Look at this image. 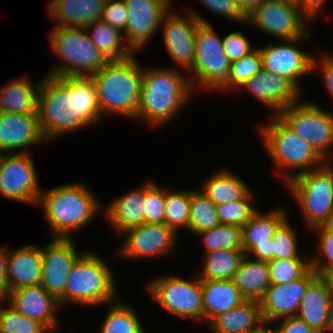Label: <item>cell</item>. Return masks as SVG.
<instances>
[{
    "mask_svg": "<svg viewBox=\"0 0 333 333\" xmlns=\"http://www.w3.org/2000/svg\"><path fill=\"white\" fill-rule=\"evenodd\" d=\"M269 118L268 123L258 127V133L267 154L278 168L275 173L285 185L297 175L316 169L326 162L308 142L288 128L276 115Z\"/></svg>",
    "mask_w": 333,
    "mask_h": 333,
    "instance_id": "obj_5",
    "label": "cell"
},
{
    "mask_svg": "<svg viewBox=\"0 0 333 333\" xmlns=\"http://www.w3.org/2000/svg\"><path fill=\"white\" fill-rule=\"evenodd\" d=\"M195 50L193 65L188 70L191 74L187 75L193 91L201 87L217 91L228 78L231 62L225 54L222 37L211 24L197 26Z\"/></svg>",
    "mask_w": 333,
    "mask_h": 333,
    "instance_id": "obj_9",
    "label": "cell"
},
{
    "mask_svg": "<svg viewBox=\"0 0 333 333\" xmlns=\"http://www.w3.org/2000/svg\"><path fill=\"white\" fill-rule=\"evenodd\" d=\"M277 321H279L278 326H276L279 333H315L310 326L296 316Z\"/></svg>",
    "mask_w": 333,
    "mask_h": 333,
    "instance_id": "obj_50",
    "label": "cell"
},
{
    "mask_svg": "<svg viewBox=\"0 0 333 333\" xmlns=\"http://www.w3.org/2000/svg\"><path fill=\"white\" fill-rule=\"evenodd\" d=\"M316 70H319L321 73L322 82H324L329 96L331 95V101H333V55L324 53L319 59L314 56L312 58V72H316Z\"/></svg>",
    "mask_w": 333,
    "mask_h": 333,
    "instance_id": "obj_49",
    "label": "cell"
},
{
    "mask_svg": "<svg viewBox=\"0 0 333 333\" xmlns=\"http://www.w3.org/2000/svg\"><path fill=\"white\" fill-rule=\"evenodd\" d=\"M82 254L77 251L73 238L53 237L41 248L40 284L56 299L64 293L69 271Z\"/></svg>",
    "mask_w": 333,
    "mask_h": 333,
    "instance_id": "obj_18",
    "label": "cell"
},
{
    "mask_svg": "<svg viewBox=\"0 0 333 333\" xmlns=\"http://www.w3.org/2000/svg\"><path fill=\"white\" fill-rule=\"evenodd\" d=\"M296 317L303 320L315 333H333V297L324 276L318 275L309 284Z\"/></svg>",
    "mask_w": 333,
    "mask_h": 333,
    "instance_id": "obj_22",
    "label": "cell"
},
{
    "mask_svg": "<svg viewBox=\"0 0 333 333\" xmlns=\"http://www.w3.org/2000/svg\"><path fill=\"white\" fill-rule=\"evenodd\" d=\"M309 38H311L310 31L301 38L285 40L284 44L274 45L271 43L265 47L261 46L259 51L262 58V68L285 77L301 92L298 81L312 73L314 55H310L304 49H299L301 47L299 44Z\"/></svg>",
    "mask_w": 333,
    "mask_h": 333,
    "instance_id": "obj_15",
    "label": "cell"
},
{
    "mask_svg": "<svg viewBox=\"0 0 333 333\" xmlns=\"http://www.w3.org/2000/svg\"><path fill=\"white\" fill-rule=\"evenodd\" d=\"M221 224L216 204L200 190H191L189 232L198 233L212 229Z\"/></svg>",
    "mask_w": 333,
    "mask_h": 333,
    "instance_id": "obj_36",
    "label": "cell"
},
{
    "mask_svg": "<svg viewBox=\"0 0 333 333\" xmlns=\"http://www.w3.org/2000/svg\"><path fill=\"white\" fill-rule=\"evenodd\" d=\"M247 257L253 256L254 260L262 261V262H270L274 259V251H273V239L269 238L268 243L264 244H255L247 253Z\"/></svg>",
    "mask_w": 333,
    "mask_h": 333,
    "instance_id": "obj_51",
    "label": "cell"
},
{
    "mask_svg": "<svg viewBox=\"0 0 333 333\" xmlns=\"http://www.w3.org/2000/svg\"><path fill=\"white\" fill-rule=\"evenodd\" d=\"M165 190L158 184L148 180L145 183L144 223H164Z\"/></svg>",
    "mask_w": 333,
    "mask_h": 333,
    "instance_id": "obj_45",
    "label": "cell"
},
{
    "mask_svg": "<svg viewBox=\"0 0 333 333\" xmlns=\"http://www.w3.org/2000/svg\"><path fill=\"white\" fill-rule=\"evenodd\" d=\"M263 322L260 302L246 300L214 318L207 327L211 333H251Z\"/></svg>",
    "mask_w": 333,
    "mask_h": 333,
    "instance_id": "obj_29",
    "label": "cell"
},
{
    "mask_svg": "<svg viewBox=\"0 0 333 333\" xmlns=\"http://www.w3.org/2000/svg\"><path fill=\"white\" fill-rule=\"evenodd\" d=\"M128 11L124 33L126 44L135 53L148 44L160 29L164 15L171 10V0H123Z\"/></svg>",
    "mask_w": 333,
    "mask_h": 333,
    "instance_id": "obj_16",
    "label": "cell"
},
{
    "mask_svg": "<svg viewBox=\"0 0 333 333\" xmlns=\"http://www.w3.org/2000/svg\"><path fill=\"white\" fill-rule=\"evenodd\" d=\"M318 276L311 268L303 277L285 284H271L259 301L264 322L296 316L309 284Z\"/></svg>",
    "mask_w": 333,
    "mask_h": 333,
    "instance_id": "obj_19",
    "label": "cell"
},
{
    "mask_svg": "<svg viewBox=\"0 0 333 333\" xmlns=\"http://www.w3.org/2000/svg\"><path fill=\"white\" fill-rule=\"evenodd\" d=\"M6 303L26 317L40 322L51 333L58 330L59 319L55 313L60 309L58 300L41 284L9 291Z\"/></svg>",
    "mask_w": 333,
    "mask_h": 333,
    "instance_id": "obj_20",
    "label": "cell"
},
{
    "mask_svg": "<svg viewBox=\"0 0 333 333\" xmlns=\"http://www.w3.org/2000/svg\"><path fill=\"white\" fill-rule=\"evenodd\" d=\"M106 0H50L49 17L61 27H87L99 20Z\"/></svg>",
    "mask_w": 333,
    "mask_h": 333,
    "instance_id": "obj_26",
    "label": "cell"
},
{
    "mask_svg": "<svg viewBox=\"0 0 333 333\" xmlns=\"http://www.w3.org/2000/svg\"><path fill=\"white\" fill-rule=\"evenodd\" d=\"M82 182L64 183L40 193L38 204L53 237L72 238L104 209L96 194Z\"/></svg>",
    "mask_w": 333,
    "mask_h": 333,
    "instance_id": "obj_2",
    "label": "cell"
},
{
    "mask_svg": "<svg viewBox=\"0 0 333 333\" xmlns=\"http://www.w3.org/2000/svg\"><path fill=\"white\" fill-rule=\"evenodd\" d=\"M271 284H285L303 277L310 269V259H273L268 262Z\"/></svg>",
    "mask_w": 333,
    "mask_h": 333,
    "instance_id": "obj_42",
    "label": "cell"
},
{
    "mask_svg": "<svg viewBox=\"0 0 333 333\" xmlns=\"http://www.w3.org/2000/svg\"><path fill=\"white\" fill-rule=\"evenodd\" d=\"M209 11L238 23H246L247 17L242 13L235 0H199Z\"/></svg>",
    "mask_w": 333,
    "mask_h": 333,
    "instance_id": "obj_48",
    "label": "cell"
},
{
    "mask_svg": "<svg viewBox=\"0 0 333 333\" xmlns=\"http://www.w3.org/2000/svg\"><path fill=\"white\" fill-rule=\"evenodd\" d=\"M310 22L293 0H263L247 16L246 24L287 41L303 37Z\"/></svg>",
    "mask_w": 333,
    "mask_h": 333,
    "instance_id": "obj_12",
    "label": "cell"
},
{
    "mask_svg": "<svg viewBox=\"0 0 333 333\" xmlns=\"http://www.w3.org/2000/svg\"><path fill=\"white\" fill-rule=\"evenodd\" d=\"M177 235L164 223H144L123 233L126 238L118 253L133 260L166 256L173 253Z\"/></svg>",
    "mask_w": 333,
    "mask_h": 333,
    "instance_id": "obj_17",
    "label": "cell"
},
{
    "mask_svg": "<svg viewBox=\"0 0 333 333\" xmlns=\"http://www.w3.org/2000/svg\"><path fill=\"white\" fill-rule=\"evenodd\" d=\"M203 322L207 325L217 316L241 305L246 299L232 279L201 280Z\"/></svg>",
    "mask_w": 333,
    "mask_h": 333,
    "instance_id": "obj_27",
    "label": "cell"
},
{
    "mask_svg": "<svg viewBox=\"0 0 333 333\" xmlns=\"http://www.w3.org/2000/svg\"><path fill=\"white\" fill-rule=\"evenodd\" d=\"M245 255L243 250L229 249L205 253L198 278L200 280L232 279Z\"/></svg>",
    "mask_w": 333,
    "mask_h": 333,
    "instance_id": "obj_34",
    "label": "cell"
},
{
    "mask_svg": "<svg viewBox=\"0 0 333 333\" xmlns=\"http://www.w3.org/2000/svg\"><path fill=\"white\" fill-rule=\"evenodd\" d=\"M283 207L271 209L267 213L257 211L253 217L241 227L242 249L246 254L255 244H264L273 238L278 227L289 218Z\"/></svg>",
    "mask_w": 333,
    "mask_h": 333,
    "instance_id": "obj_33",
    "label": "cell"
},
{
    "mask_svg": "<svg viewBox=\"0 0 333 333\" xmlns=\"http://www.w3.org/2000/svg\"><path fill=\"white\" fill-rule=\"evenodd\" d=\"M299 9L312 21L325 6L327 0H293ZM319 12V13H318Z\"/></svg>",
    "mask_w": 333,
    "mask_h": 333,
    "instance_id": "obj_52",
    "label": "cell"
},
{
    "mask_svg": "<svg viewBox=\"0 0 333 333\" xmlns=\"http://www.w3.org/2000/svg\"><path fill=\"white\" fill-rule=\"evenodd\" d=\"M191 189L168 191L165 189L164 224L177 234L180 227L189 229Z\"/></svg>",
    "mask_w": 333,
    "mask_h": 333,
    "instance_id": "obj_37",
    "label": "cell"
},
{
    "mask_svg": "<svg viewBox=\"0 0 333 333\" xmlns=\"http://www.w3.org/2000/svg\"><path fill=\"white\" fill-rule=\"evenodd\" d=\"M319 236V253L310 259L311 268L319 275L326 276L333 272V224L312 228ZM321 254V255H320Z\"/></svg>",
    "mask_w": 333,
    "mask_h": 333,
    "instance_id": "obj_43",
    "label": "cell"
},
{
    "mask_svg": "<svg viewBox=\"0 0 333 333\" xmlns=\"http://www.w3.org/2000/svg\"><path fill=\"white\" fill-rule=\"evenodd\" d=\"M31 153H0V195L38 206L42 189Z\"/></svg>",
    "mask_w": 333,
    "mask_h": 333,
    "instance_id": "obj_13",
    "label": "cell"
},
{
    "mask_svg": "<svg viewBox=\"0 0 333 333\" xmlns=\"http://www.w3.org/2000/svg\"><path fill=\"white\" fill-rule=\"evenodd\" d=\"M0 333H51L40 322L28 318L9 304L0 306Z\"/></svg>",
    "mask_w": 333,
    "mask_h": 333,
    "instance_id": "obj_40",
    "label": "cell"
},
{
    "mask_svg": "<svg viewBox=\"0 0 333 333\" xmlns=\"http://www.w3.org/2000/svg\"><path fill=\"white\" fill-rule=\"evenodd\" d=\"M286 187L309 228L333 224V166L328 161L297 175Z\"/></svg>",
    "mask_w": 333,
    "mask_h": 333,
    "instance_id": "obj_8",
    "label": "cell"
},
{
    "mask_svg": "<svg viewBox=\"0 0 333 333\" xmlns=\"http://www.w3.org/2000/svg\"><path fill=\"white\" fill-rule=\"evenodd\" d=\"M203 241L205 252L216 250H243L241 227L237 225L220 224L212 229L197 234Z\"/></svg>",
    "mask_w": 333,
    "mask_h": 333,
    "instance_id": "obj_39",
    "label": "cell"
},
{
    "mask_svg": "<svg viewBox=\"0 0 333 333\" xmlns=\"http://www.w3.org/2000/svg\"><path fill=\"white\" fill-rule=\"evenodd\" d=\"M262 69V58L259 48H255L248 55L243 56L239 60L230 63V71L226 82L217 90L239 91L238 89L255 74ZM229 91V92H228Z\"/></svg>",
    "mask_w": 333,
    "mask_h": 333,
    "instance_id": "obj_38",
    "label": "cell"
},
{
    "mask_svg": "<svg viewBox=\"0 0 333 333\" xmlns=\"http://www.w3.org/2000/svg\"><path fill=\"white\" fill-rule=\"evenodd\" d=\"M148 283L147 290L164 310L180 318L203 321L201 280L181 276L157 277Z\"/></svg>",
    "mask_w": 333,
    "mask_h": 333,
    "instance_id": "obj_11",
    "label": "cell"
},
{
    "mask_svg": "<svg viewBox=\"0 0 333 333\" xmlns=\"http://www.w3.org/2000/svg\"><path fill=\"white\" fill-rule=\"evenodd\" d=\"M0 293L6 298L8 295L7 279V246L0 247Z\"/></svg>",
    "mask_w": 333,
    "mask_h": 333,
    "instance_id": "obj_53",
    "label": "cell"
},
{
    "mask_svg": "<svg viewBox=\"0 0 333 333\" xmlns=\"http://www.w3.org/2000/svg\"><path fill=\"white\" fill-rule=\"evenodd\" d=\"M40 81L37 116L46 143L102 119L91 77L46 74Z\"/></svg>",
    "mask_w": 333,
    "mask_h": 333,
    "instance_id": "obj_1",
    "label": "cell"
},
{
    "mask_svg": "<svg viewBox=\"0 0 333 333\" xmlns=\"http://www.w3.org/2000/svg\"><path fill=\"white\" fill-rule=\"evenodd\" d=\"M172 67L143 68L140 105L135 120L153 127L174 119L194 92L189 78Z\"/></svg>",
    "mask_w": 333,
    "mask_h": 333,
    "instance_id": "obj_3",
    "label": "cell"
},
{
    "mask_svg": "<svg viewBox=\"0 0 333 333\" xmlns=\"http://www.w3.org/2000/svg\"><path fill=\"white\" fill-rule=\"evenodd\" d=\"M242 13L247 17L263 0H235Z\"/></svg>",
    "mask_w": 333,
    "mask_h": 333,
    "instance_id": "obj_54",
    "label": "cell"
},
{
    "mask_svg": "<svg viewBox=\"0 0 333 333\" xmlns=\"http://www.w3.org/2000/svg\"><path fill=\"white\" fill-rule=\"evenodd\" d=\"M7 245V279L9 291L40 284L42 274L41 248L34 244L16 250Z\"/></svg>",
    "mask_w": 333,
    "mask_h": 333,
    "instance_id": "obj_24",
    "label": "cell"
},
{
    "mask_svg": "<svg viewBox=\"0 0 333 333\" xmlns=\"http://www.w3.org/2000/svg\"><path fill=\"white\" fill-rule=\"evenodd\" d=\"M225 54L230 62L239 60L248 55L255 48L250 45V40L240 31H234L222 38Z\"/></svg>",
    "mask_w": 333,
    "mask_h": 333,
    "instance_id": "obj_46",
    "label": "cell"
},
{
    "mask_svg": "<svg viewBox=\"0 0 333 333\" xmlns=\"http://www.w3.org/2000/svg\"><path fill=\"white\" fill-rule=\"evenodd\" d=\"M115 282L112 267L94 251L86 250L69 271L64 293L57 299L59 306L110 304L117 300Z\"/></svg>",
    "mask_w": 333,
    "mask_h": 333,
    "instance_id": "obj_6",
    "label": "cell"
},
{
    "mask_svg": "<svg viewBox=\"0 0 333 333\" xmlns=\"http://www.w3.org/2000/svg\"><path fill=\"white\" fill-rule=\"evenodd\" d=\"M50 43L53 54L63 61L48 71L52 76L91 77L108 63L83 27L55 26Z\"/></svg>",
    "mask_w": 333,
    "mask_h": 333,
    "instance_id": "obj_7",
    "label": "cell"
},
{
    "mask_svg": "<svg viewBox=\"0 0 333 333\" xmlns=\"http://www.w3.org/2000/svg\"><path fill=\"white\" fill-rule=\"evenodd\" d=\"M5 302V303H4ZM7 304L6 303V298L0 293V306H1V304Z\"/></svg>",
    "mask_w": 333,
    "mask_h": 333,
    "instance_id": "obj_57",
    "label": "cell"
},
{
    "mask_svg": "<svg viewBox=\"0 0 333 333\" xmlns=\"http://www.w3.org/2000/svg\"><path fill=\"white\" fill-rule=\"evenodd\" d=\"M110 304L98 333H146L133 307L119 298Z\"/></svg>",
    "mask_w": 333,
    "mask_h": 333,
    "instance_id": "obj_35",
    "label": "cell"
},
{
    "mask_svg": "<svg viewBox=\"0 0 333 333\" xmlns=\"http://www.w3.org/2000/svg\"><path fill=\"white\" fill-rule=\"evenodd\" d=\"M230 171L220 168L198 188L216 205L243 199L251 191L246 182Z\"/></svg>",
    "mask_w": 333,
    "mask_h": 333,
    "instance_id": "obj_32",
    "label": "cell"
},
{
    "mask_svg": "<svg viewBox=\"0 0 333 333\" xmlns=\"http://www.w3.org/2000/svg\"><path fill=\"white\" fill-rule=\"evenodd\" d=\"M232 280L246 300L259 302L271 285L268 263L245 255Z\"/></svg>",
    "mask_w": 333,
    "mask_h": 333,
    "instance_id": "obj_31",
    "label": "cell"
},
{
    "mask_svg": "<svg viewBox=\"0 0 333 333\" xmlns=\"http://www.w3.org/2000/svg\"><path fill=\"white\" fill-rule=\"evenodd\" d=\"M325 278L328 281V284L330 286V291H331V294H332V297H333V272L328 273L325 276Z\"/></svg>",
    "mask_w": 333,
    "mask_h": 333,
    "instance_id": "obj_56",
    "label": "cell"
},
{
    "mask_svg": "<svg viewBox=\"0 0 333 333\" xmlns=\"http://www.w3.org/2000/svg\"><path fill=\"white\" fill-rule=\"evenodd\" d=\"M101 115H120L135 120L140 105L142 67L135 54L122 62H108L91 76Z\"/></svg>",
    "mask_w": 333,
    "mask_h": 333,
    "instance_id": "obj_4",
    "label": "cell"
},
{
    "mask_svg": "<svg viewBox=\"0 0 333 333\" xmlns=\"http://www.w3.org/2000/svg\"><path fill=\"white\" fill-rule=\"evenodd\" d=\"M145 183L142 187L115 198L103 215L120 237L126 231L144 224Z\"/></svg>",
    "mask_w": 333,
    "mask_h": 333,
    "instance_id": "obj_25",
    "label": "cell"
},
{
    "mask_svg": "<svg viewBox=\"0 0 333 333\" xmlns=\"http://www.w3.org/2000/svg\"><path fill=\"white\" fill-rule=\"evenodd\" d=\"M42 142L37 115L0 112V153H29Z\"/></svg>",
    "mask_w": 333,
    "mask_h": 333,
    "instance_id": "obj_23",
    "label": "cell"
},
{
    "mask_svg": "<svg viewBox=\"0 0 333 333\" xmlns=\"http://www.w3.org/2000/svg\"><path fill=\"white\" fill-rule=\"evenodd\" d=\"M25 77L14 78L0 87V112L38 115V92L41 86L36 87Z\"/></svg>",
    "mask_w": 333,
    "mask_h": 333,
    "instance_id": "obj_28",
    "label": "cell"
},
{
    "mask_svg": "<svg viewBox=\"0 0 333 333\" xmlns=\"http://www.w3.org/2000/svg\"><path fill=\"white\" fill-rule=\"evenodd\" d=\"M290 224L287 218L274 233L272 238L274 259H310L309 254L300 255L298 235Z\"/></svg>",
    "mask_w": 333,
    "mask_h": 333,
    "instance_id": "obj_44",
    "label": "cell"
},
{
    "mask_svg": "<svg viewBox=\"0 0 333 333\" xmlns=\"http://www.w3.org/2000/svg\"><path fill=\"white\" fill-rule=\"evenodd\" d=\"M200 23L210 24L200 13L186 7L183 15L169 10L159 28L162 29V40L168 55L186 72L194 62L196 31Z\"/></svg>",
    "mask_w": 333,
    "mask_h": 333,
    "instance_id": "obj_14",
    "label": "cell"
},
{
    "mask_svg": "<svg viewBox=\"0 0 333 333\" xmlns=\"http://www.w3.org/2000/svg\"><path fill=\"white\" fill-rule=\"evenodd\" d=\"M100 19L124 34L128 20V11L124 1L106 0Z\"/></svg>",
    "mask_w": 333,
    "mask_h": 333,
    "instance_id": "obj_47",
    "label": "cell"
},
{
    "mask_svg": "<svg viewBox=\"0 0 333 333\" xmlns=\"http://www.w3.org/2000/svg\"><path fill=\"white\" fill-rule=\"evenodd\" d=\"M270 323L263 322L257 329H254L251 333H279L276 325L274 327H268Z\"/></svg>",
    "mask_w": 333,
    "mask_h": 333,
    "instance_id": "obj_55",
    "label": "cell"
},
{
    "mask_svg": "<svg viewBox=\"0 0 333 333\" xmlns=\"http://www.w3.org/2000/svg\"><path fill=\"white\" fill-rule=\"evenodd\" d=\"M85 29L92 43L108 62L126 61L136 54L126 44L124 34L101 19L92 22Z\"/></svg>",
    "mask_w": 333,
    "mask_h": 333,
    "instance_id": "obj_30",
    "label": "cell"
},
{
    "mask_svg": "<svg viewBox=\"0 0 333 333\" xmlns=\"http://www.w3.org/2000/svg\"><path fill=\"white\" fill-rule=\"evenodd\" d=\"M254 194L252 190L243 198L234 202L217 204V214L221 224L242 227L258 211L252 204Z\"/></svg>",
    "mask_w": 333,
    "mask_h": 333,
    "instance_id": "obj_41",
    "label": "cell"
},
{
    "mask_svg": "<svg viewBox=\"0 0 333 333\" xmlns=\"http://www.w3.org/2000/svg\"><path fill=\"white\" fill-rule=\"evenodd\" d=\"M288 128L308 142L325 160L330 162L333 147V114L311 101L300 100L276 115Z\"/></svg>",
    "mask_w": 333,
    "mask_h": 333,
    "instance_id": "obj_10",
    "label": "cell"
},
{
    "mask_svg": "<svg viewBox=\"0 0 333 333\" xmlns=\"http://www.w3.org/2000/svg\"><path fill=\"white\" fill-rule=\"evenodd\" d=\"M249 91L262 105L269 107L277 115L282 109L297 102L300 91L285 77L262 68L239 89Z\"/></svg>",
    "mask_w": 333,
    "mask_h": 333,
    "instance_id": "obj_21",
    "label": "cell"
}]
</instances>
